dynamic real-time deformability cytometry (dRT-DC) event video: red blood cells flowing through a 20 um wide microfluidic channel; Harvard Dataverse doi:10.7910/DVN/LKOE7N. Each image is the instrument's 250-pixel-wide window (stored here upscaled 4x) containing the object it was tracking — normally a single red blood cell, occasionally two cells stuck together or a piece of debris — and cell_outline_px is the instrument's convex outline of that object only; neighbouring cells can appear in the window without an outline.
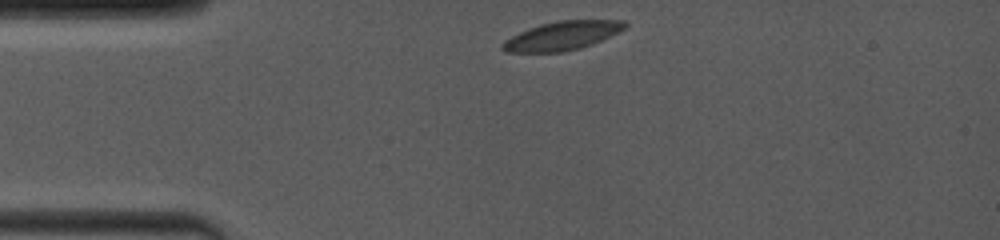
{"species": "common noctule bat (a hibernating species)", "species_latin": "Nyctalus noctula", "temperature_condition": "room temperature", "stored_images_in_passage": 31, "camera_frame_rate_fps": 4000, "um_per_image_px": 0.085, "animal": {"sex": "female", "body_mass_g": 19.0, "forearm_length_mm": 53.3}, "frame": {"image": 1, "passage_image": 1, "time_ms": 0.0, "image_size_px": [1000, 240], "cell_outline_px": [[628, 28], [592, 44], [580, 48], [564, 52], [504, 52], [500, 48], [500, 44], [504, 40], [528, 28], [540, 24], [560, 20], [624, 20], [628, 24]], "centroid_in_image_um": [47.79, 3.04], "position_along_channel_um": 37.2, "area_um2": 20.69}}
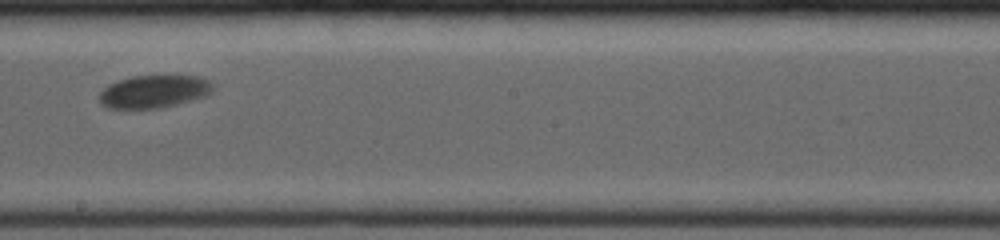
{"frame": {"image": 2, "passage_image": 18, "time_ms": 6.0, "image_size_px": [1000, 240], "cell_outline_px": [[212, 92], [208, 96], [160, 108], [108, 108], [100, 104], [100, 92], [108, 84], [132, 76], [196, 76], [208, 80], [212, 84]], "centroid_in_image_um": [13.09, 7.78], "position_along_channel_um": 235.1, "area_um2": 21.56}}
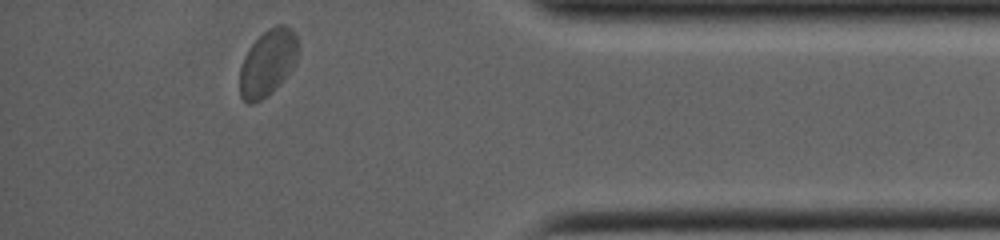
{"frame": {"image": 3, "passage_image": 31, "time_ms": 11.0, "image_size_px": [1000, 240], "cell_outline_px": [[300, 48], [296, 60], [292, 68], [276, 88], [272, 92], [260, 100], [252, 104], [248, 104], [240, 96], [240, 68], [244, 56], [248, 48], [268, 28], [276, 24], [284, 24], [292, 28], [300, 44]], "centroid_in_image_um": [22.78, 5.31], "position_along_channel_um": 412.4, "area_um2": 22.77}, "authors_computed_cell_mechanics": {"area_um2": 21.5594, "velocity_mm_per_s": 3.8968, "shape_relaxation_time_tau1_ms": 1.4633, "shape_relaxation_time_tau2_ms": null, "deformation_change_tau1": 0.0605, "deformation_change_tau2": null}}